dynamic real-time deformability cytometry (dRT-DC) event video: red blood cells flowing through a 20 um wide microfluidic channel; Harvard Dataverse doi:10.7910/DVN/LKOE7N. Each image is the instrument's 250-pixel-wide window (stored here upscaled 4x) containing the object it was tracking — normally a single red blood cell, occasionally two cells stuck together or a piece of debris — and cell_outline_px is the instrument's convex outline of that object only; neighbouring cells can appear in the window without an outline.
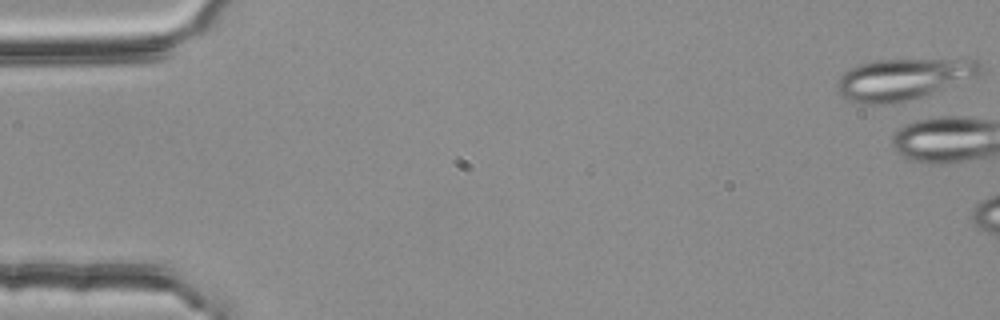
{"species": "common noctule bat (a hibernating species)", "species_latin": "Nyctalus noctula", "temperature_condition": "room temperature", "stored_images_in_passage": 3, "camera_frame_rate_fps": 3000, "um_per_image_px": 0.085, "animal": {"sex": "female", "body_mass_g": 25.1}, "frame": {"image": 1, "passage_image": 1, "time_ms": 0.0, "image_size_px": [1000, 320], "cell_outline_px": [[984, 68], [976, 76], [920, 96], [908, 100], [892, 104], [864, 104], [848, 100], [840, 96], [836, 92], [836, 80], [848, 68], [872, 60], [968, 56], [976, 60]], "centroid_in_image_um": [76.78, 6.66], "position_along_channel_um": 8.2, "area_um2": 35.66}}